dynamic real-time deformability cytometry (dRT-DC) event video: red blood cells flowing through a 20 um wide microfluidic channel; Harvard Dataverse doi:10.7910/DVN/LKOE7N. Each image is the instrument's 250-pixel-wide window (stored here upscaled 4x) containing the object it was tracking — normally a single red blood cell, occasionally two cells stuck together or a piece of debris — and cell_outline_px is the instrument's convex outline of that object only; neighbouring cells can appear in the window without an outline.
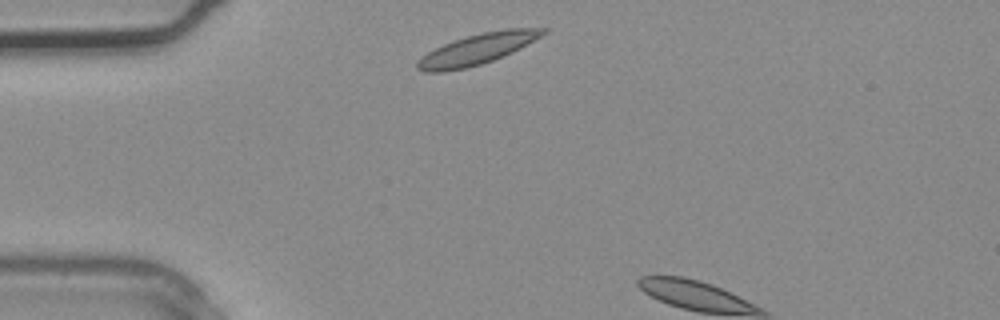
{"species": "common noctule bat (a hibernating species)", "species_latin": "Nyctalus noctula", "temperature_condition": "warm", "stored_images_in_passage": 3, "camera_frame_rate_fps": 3000, "um_per_image_px": 0.085, "animal": {"sex": "male", "body_mass_g": 20.4}, "frame": {"image": 1, "passage_image": 2, "time_ms": 0.333, "image_size_px": [1000, 320], "cell_outline_px": [[548, 32], [520, 48], [512, 52], [492, 60], [480, 64], [464, 68], [444, 72], [424, 72], [416, 68], [416, 64], [428, 52], [444, 44], [468, 36], [484, 32], [508, 28], [548, 28]], "centroid_in_image_um": [40.6, 4.17], "position_along_channel_um": 44.4, "area_um2": 21.91}}